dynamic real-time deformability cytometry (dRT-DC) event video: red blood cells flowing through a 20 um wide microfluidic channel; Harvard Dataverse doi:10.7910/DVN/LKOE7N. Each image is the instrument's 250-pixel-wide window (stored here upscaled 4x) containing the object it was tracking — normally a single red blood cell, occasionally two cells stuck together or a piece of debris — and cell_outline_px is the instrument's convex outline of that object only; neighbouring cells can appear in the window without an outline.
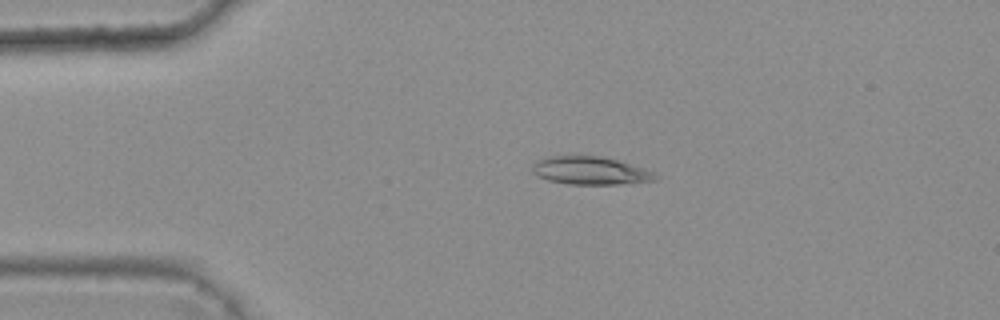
{"species": "common noctule bat (a hibernating species)", "species_latin": "Nyctalus noctula", "temperature_condition": "warm", "stored_images_in_passage": 3, "camera_frame_rate_fps": 3000, "um_per_image_px": 0.085, "animal": {"sex": "female", "body_mass_g": 25.1}, "frame": {"image": 1, "passage_image": 2, "time_ms": 0.333, "image_size_px": [1000, 320], "cell_outline_px": [[660, 176], [656, 180], [620, 184], [568, 184], [548, 180], [536, 176], [532, 172], [532, 168], [536, 160], [548, 156], [600, 156], [620, 160], [656, 172]], "centroid_in_image_um": [50.2, 14.5], "position_along_channel_um": 34.8, "area_um2": 20.29}}